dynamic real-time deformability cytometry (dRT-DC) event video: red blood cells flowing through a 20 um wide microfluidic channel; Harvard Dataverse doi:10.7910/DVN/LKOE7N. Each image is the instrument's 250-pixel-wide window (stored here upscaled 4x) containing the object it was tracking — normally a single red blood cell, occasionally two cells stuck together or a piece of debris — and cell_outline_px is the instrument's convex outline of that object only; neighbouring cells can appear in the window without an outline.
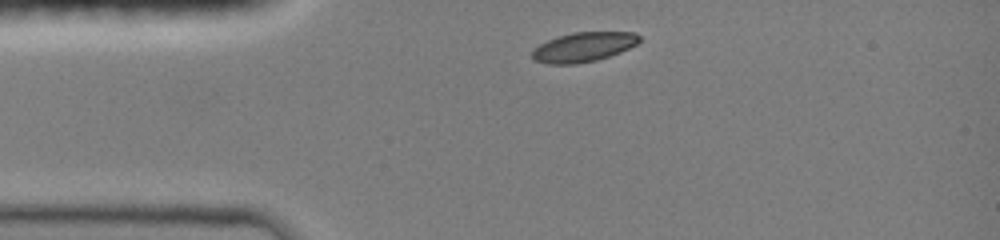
{"species": "common noctule bat (a hibernating species)", "species_latin": "Nyctalus noctula", "temperature_condition": "room temperature", "stored_images_in_passage": 26, "camera_frame_rate_fps": 3000, "um_per_image_px": 0.085, "animal": {"sex": "female", "body_mass_g": 19.0, "forearm_length_mm": 51.5}, "frame": {"image": 1, "passage_image": 1, "time_ms": 0.0, "image_size_px": [1000, 240], "cell_outline_px": [[640, 40], [636, 44], [620, 52], [596, 60], [576, 64], [548, 64], [536, 60], [532, 56], [532, 52], [540, 44], [548, 40], [572, 32], [636, 32], [640, 36]], "centroid_in_image_um": [49.62, 3.99], "position_along_channel_um": 35.4, "area_um2": 18.21}}
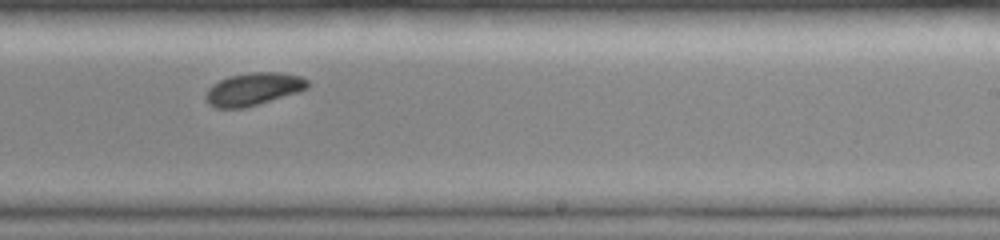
{"frame": {"image": 2, "passage_image": 15, "time_ms": 6.333, "image_size_px": [1000, 240], "cell_outline_px": [[308, 88], [296, 92], [244, 108], [216, 108], [208, 104], [204, 100], [204, 96], [208, 88], [212, 84], [228, 76], [248, 72], [280, 72], [300, 76], [308, 80]], "centroid_in_image_um": [21.47, 7.56], "position_along_channel_um": 267.5, "area_um2": 19.36}}
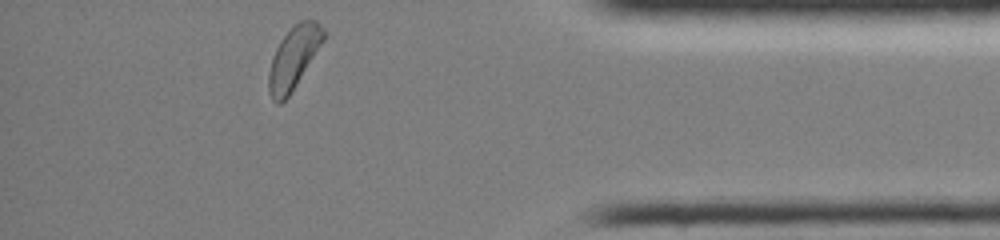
{"frame": {"image": 3, "passage_image": 26, "time_ms": 10.333, "image_size_px": [1000, 240], "cell_outline_px": [[328, 36], [288, 96], [280, 104], [276, 104], [272, 100], [268, 88], [268, 72], [272, 56], [280, 40], [300, 20], [316, 20], [324, 28]], "centroid_in_image_um": [24.98, 4.89], "position_along_channel_um": 410.2, "area_um2": 19.94}, "authors_computed_cell_mechanics": {"area_um2": 19.7965, "velocity_mm_per_s": 4.0956, "shape_relaxation_time_tau1_ms": 2.383, "shape_relaxation_time_tau2_ms": null, "deformation_change_tau1": 0.0965, "deformation_change_tau2": null}}